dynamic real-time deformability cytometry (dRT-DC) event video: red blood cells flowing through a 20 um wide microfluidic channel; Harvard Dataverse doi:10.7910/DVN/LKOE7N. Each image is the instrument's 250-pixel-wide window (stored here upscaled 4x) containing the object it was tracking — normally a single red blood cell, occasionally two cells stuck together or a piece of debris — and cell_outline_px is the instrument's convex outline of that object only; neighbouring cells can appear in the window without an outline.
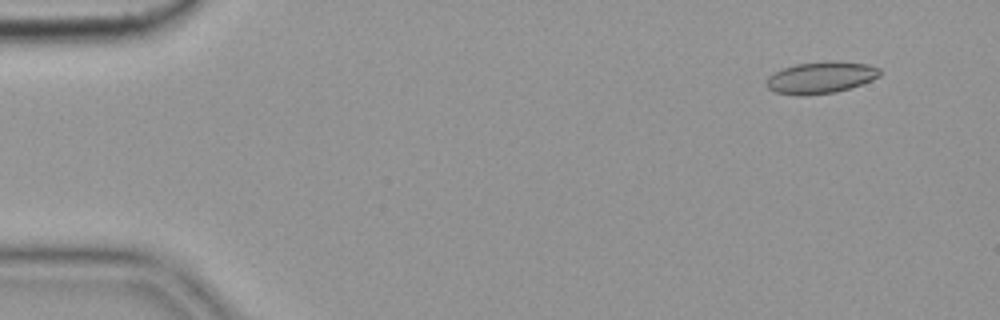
{"species": "common noctule bat (a hibernating species)", "species_latin": "Nyctalus noctula", "temperature_condition": "cold", "stored_images_in_passage": 5, "camera_frame_rate_fps": 3000, "um_per_image_px": 0.085, "animal": {"sex": "female", "body_mass_g": 19.9}, "frame": {"image": 1, "passage_image": 2, "time_ms": 0.333, "image_size_px": [1000, 320], "cell_outline_px": [[880, 76], [872, 80], [836, 92], [804, 96], [800, 96], [776, 92], [768, 88], [764, 84], [764, 80], [768, 76], [784, 68], [796, 64], [832, 60], [836, 60], [868, 64], [880, 68]], "centroid_in_image_um": [69.75, 6.59], "position_along_channel_um": 15.2, "area_um2": 21.15}}
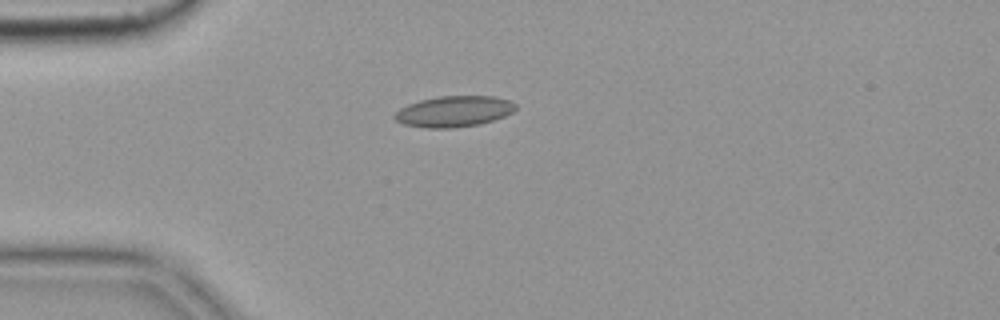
{"frame": {"image": 2, "passage_image": 5, "time_ms": 1.333, "image_size_px": [1000, 320], "cell_outline_px": [[516, 108], [512, 112], [504, 116], [480, 124], [452, 128], [424, 128], [404, 124], [396, 120], [392, 116], [400, 108], [408, 104], [420, 100], [440, 96], [492, 96], [508, 100], [516, 104]], "centroid_in_image_um": [38.56, 9.47], "position_along_channel_um": 46.4, "area_um2": 21.73}}